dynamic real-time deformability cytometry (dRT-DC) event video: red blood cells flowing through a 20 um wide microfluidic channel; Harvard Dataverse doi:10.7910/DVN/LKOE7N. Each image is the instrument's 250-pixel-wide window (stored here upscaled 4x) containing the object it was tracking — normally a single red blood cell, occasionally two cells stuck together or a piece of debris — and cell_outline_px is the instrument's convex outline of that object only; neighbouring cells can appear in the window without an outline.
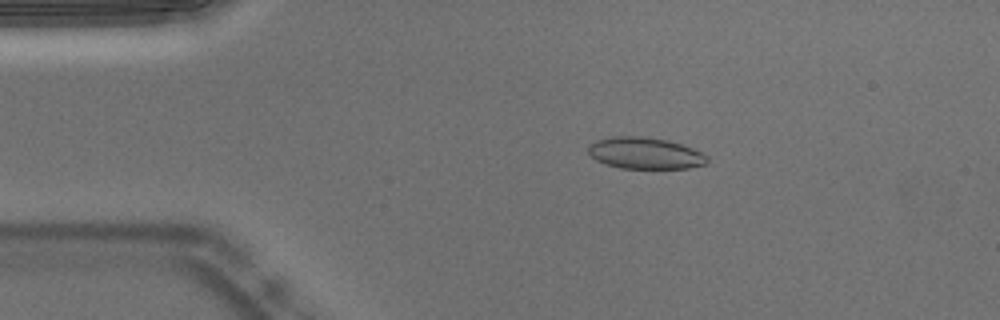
{"species": "Egyptian fruit bat (a non-hibernating species)", "species_latin": "Rousettus aegyptiacus", "temperature_condition": "warm", "stored_images_in_passage": 46, "camera_frame_rate_fps": 3000, "um_per_image_px": 0.085, "animal": {"sex": "male"}, "frame": {"image": 1, "passage_image": 3, "time_ms": 0.667, "image_size_px": [1000, 320], "cell_outline_px": [[708, 160], [704, 164], [688, 168], [620, 168], [604, 164], [596, 160], [588, 152], [588, 144], [596, 140], [612, 136], [640, 136], [668, 140], [692, 148], [708, 156]], "centroid_in_image_um": [54.79, 13.01], "position_along_channel_um": 30.2, "area_um2": 21.85}}
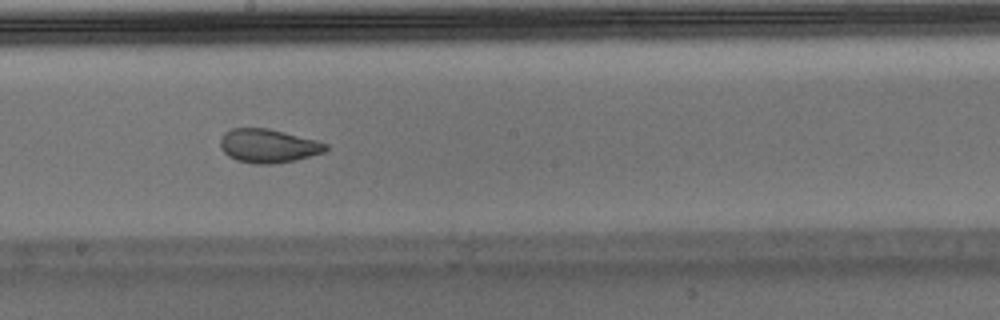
{"frame": {"image": 2, "passage_image": 22, "time_ms": 7.0, "image_size_px": [1000, 320], "cell_outline_px": [[328, 148], [324, 152], [296, 160], [272, 164], [252, 164], [236, 160], [228, 156], [220, 148], [220, 140], [224, 132], [232, 128], [268, 128], [316, 140], [328, 144]], "centroid_in_image_um": [22.78, 12.4], "position_along_channel_um": 225.4, "area_um2": 20.81}}
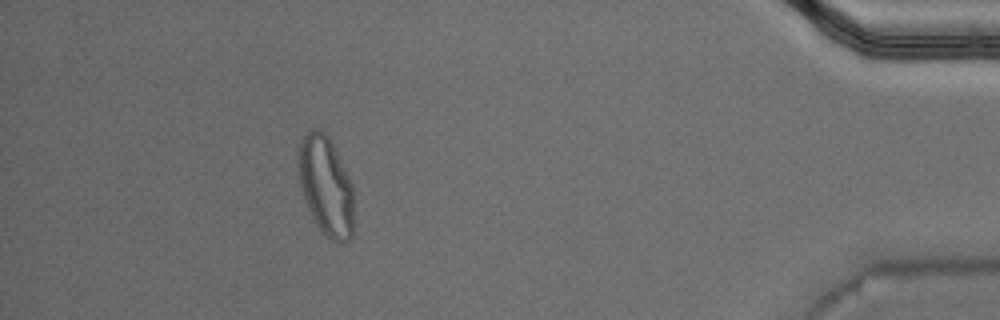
{"frame": {"image": 3, "passage_image": 41, "time_ms": 13.333, "image_size_px": [1000, 320], "cell_outline_px": [[352, 236], [348, 240], [340, 244], [332, 240], [320, 228], [312, 216], [304, 200], [300, 184], [300, 140], [308, 128], [320, 128], [328, 136], [352, 184]], "centroid_in_image_um": [27.7, 15.78], "position_along_channel_um": 407.5, "area_um2": 31.33}, "authors_computed_cell_mechanics": {"area_um2": 21.9351, "velocity_mm_per_s": 3.7586, "shape_relaxation_time_tau1_ms": null, "shape_relaxation_time_tau2_ms": 0.9565, "deformation_change_tau1": null, "deformation_change_tau2": 0.0664}}